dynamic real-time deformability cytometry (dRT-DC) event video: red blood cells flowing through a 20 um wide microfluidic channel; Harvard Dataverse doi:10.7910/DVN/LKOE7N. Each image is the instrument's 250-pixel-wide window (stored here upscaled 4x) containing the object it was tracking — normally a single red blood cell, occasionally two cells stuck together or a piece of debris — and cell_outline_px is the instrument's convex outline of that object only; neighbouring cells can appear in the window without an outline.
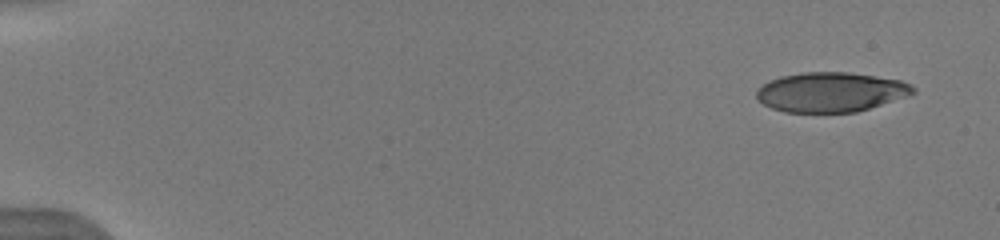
{"species": "human", "species_latin": "Homo sapiens", "temperature_condition": "warm", "stored_images_in_passage": 9, "camera_frame_rate_fps": 3000, "um_per_image_px": 0.085, "donor": {"sex": "male"}, "frame": {"image": 1, "passage_image": 1, "time_ms": 0.0, "image_size_px": [1000, 240], "cell_outline_px": [[916, 92], [856, 112], [784, 112], [772, 108], [764, 104], [756, 96], [756, 92], [768, 80], [780, 76], [804, 72], [848, 72], [900, 80], [912, 84], [916, 88]], "centroid_in_image_um": [70.6, 7.82], "position_along_channel_um": 14.4, "area_um2": 35.84}}
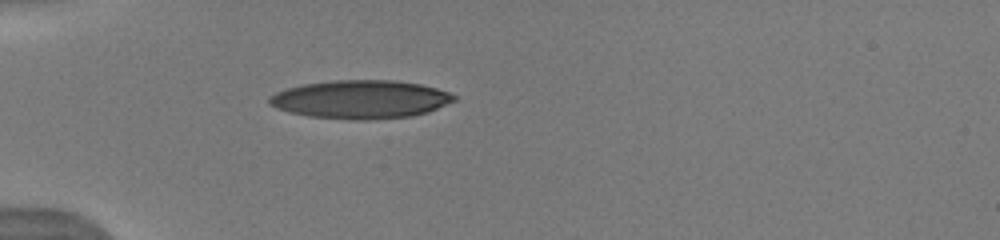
{"frame": {"image": 2, "passage_image": 6, "time_ms": 4.333, "image_size_px": [1000, 240], "cell_outline_px": [[456, 100], [428, 112], [412, 116], [368, 120], [352, 120], [308, 116], [288, 112], [276, 108], [268, 104], [268, 96], [276, 92], [288, 88], [304, 84], [332, 80], [392, 80], [420, 84], [436, 88], [448, 92], [456, 96]], "centroid_in_image_um": [30.62, 8.45], "position_along_channel_um": 54.4, "area_um2": 41.44}}